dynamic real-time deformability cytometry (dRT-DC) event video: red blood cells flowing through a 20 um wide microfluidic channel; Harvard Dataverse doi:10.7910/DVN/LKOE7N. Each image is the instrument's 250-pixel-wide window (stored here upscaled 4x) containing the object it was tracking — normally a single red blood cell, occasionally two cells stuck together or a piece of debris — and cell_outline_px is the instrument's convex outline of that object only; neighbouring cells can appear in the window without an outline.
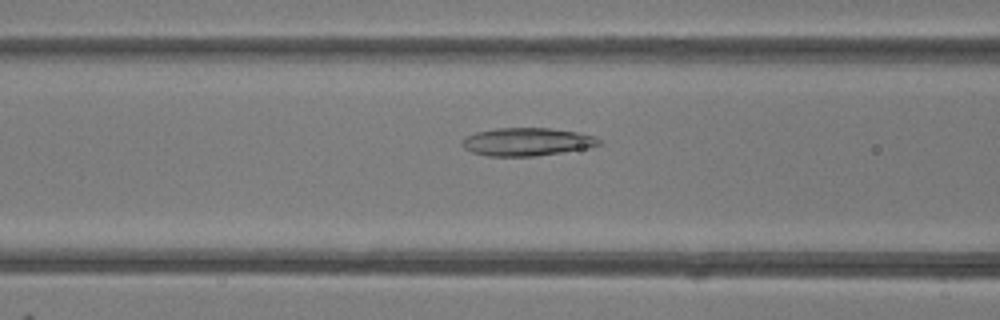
{"species": "common noctule bat (a hibernating species)", "species_latin": "Nyctalus noctula", "temperature_condition": "room temperature", "stored_images_in_passage": 43, "camera_frame_rate_fps": 3000, "um_per_image_px": 0.085, "animal": {"sex": "female"}, "frame": {"image": 1, "passage_image": 20, "time_ms": 6.333, "image_size_px": [1000, 320], "cell_outline_px": [[604, 144], [592, 148], [536, 156], [488, 156], [472, 152], [464, 148], [460, 144], [468, 136], [476, 132], [496, 128], [552, 128], [576, 132], [596, 136]], "centroid_in_image_um": [44.86, 12.06], "position_along_channel_um": 121.7, "area_um2": 22.54}}
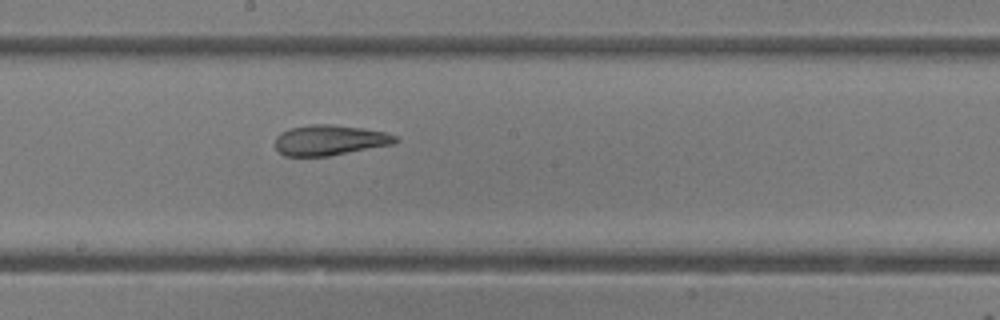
{"frame": {"image": 2, "passage_image": 27, "time_ms": 8.667, "image_size_px": [1000, 320], "cell_outline_px": [[400, 140], [392, 144], [328, 156], [284, 156], [276, 148], [276, 136], [280, 132], [292, 128], [312, 124], [328, 124], [364, 128], [384, 132], [396, 136]], "centroid_in_image_um": [28.02, 11.91], "position_along_channel_um": 220.2, "area_um2": 21.1}}
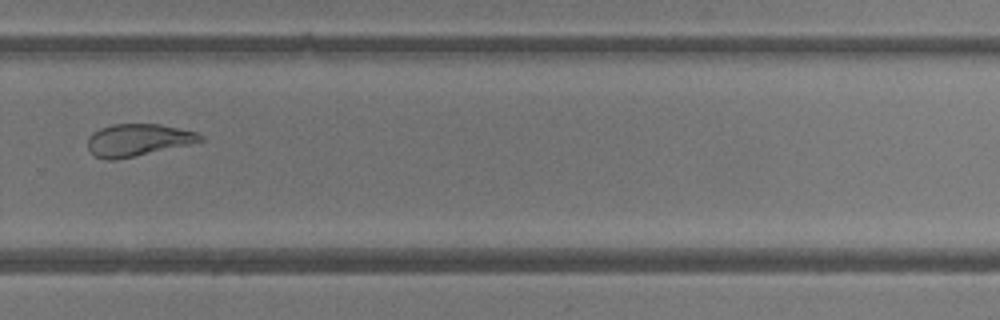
{"frame": {"image": 3, "passage_image": 34, "time_ms": 11.0, "image_size_px": [1000, 320], "cell_outline_px": [[204, 140], [188, 144], [116, 160], [104, 160], [96, 156], [88, 148], [88, 140], [92, 132], [100, 128], [112, 124], [160, 124], [196, 132], [204, 136]], "centroid_in_image_um": [11.7, 11.89], "position_along_channel_um": 318.1, "area_um2": 20.87}, "authors_computed_cell_mechanics": {"area_um2": 25.6054, "velocity_mm_per_s": 4.2169, "shape_relaxation_time_tau1_ms": null, "shape_relaxation_time_tau2_ms": 2.3909, "deformation_change_tau1": null, "deformation_change_tau2": 0.1089}}